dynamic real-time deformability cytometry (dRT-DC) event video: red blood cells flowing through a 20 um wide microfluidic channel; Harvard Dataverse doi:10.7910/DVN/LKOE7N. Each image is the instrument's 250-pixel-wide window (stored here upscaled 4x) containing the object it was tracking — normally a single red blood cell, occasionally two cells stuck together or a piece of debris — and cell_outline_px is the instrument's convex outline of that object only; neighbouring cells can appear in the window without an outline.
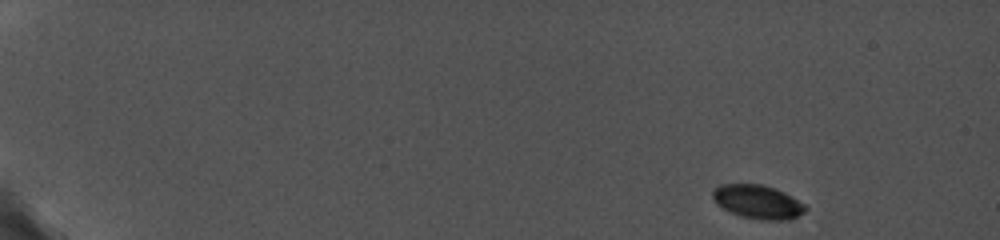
{"species": "common noctule bat (a hibernating species)", "species_latin": "Nyctalus noctula", "temperature_condition": "cold", "stored_images_in_passage": 25, "camera_frame_rate_fps": 5000, "um_per_image_px": 0.085, "animal": {"sex": "female", "body_mass_g": 19.0, "forearm_length_mm": 56.7}, "frame": {"image": 1, "passage_image": 1, "time_ms": 0.0, "image_size_px": [1000, 240], "cell_outline_px": [[808, 208], [804, 212], [788, 220], [760, 220], [740, 216], [716, 204], [712, 196], [712, 192], [720, 184], [760, 184], [776, 188], [792, 196], [804, 204]], "centroid_in_image_um": [64.42, 17.15], "position_along_channel_um": 20.6, "area_um2": 18.21}}
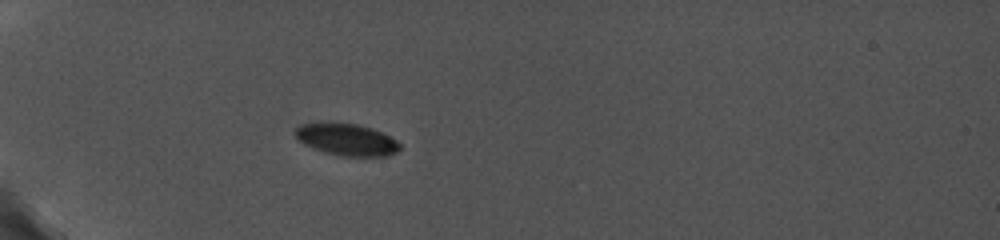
{"frame": {"image": 2, "passage_image": 24, "time_ms": 4.4, "image_size_px": [1000, 240], "cell_outline_px": [[400, 148], [396, 152], [388, 156], [340, 156], [324, 152], [312, 148], [304, 144], [292, 132], [300, 124], [320, 120], [356, 124], [372, 128], [396, 140], [400, 144]], "centroid_in_image_um": [29.39, 11.83], "position_along_channel_um": 55.6, "area_um2": 19.88}}